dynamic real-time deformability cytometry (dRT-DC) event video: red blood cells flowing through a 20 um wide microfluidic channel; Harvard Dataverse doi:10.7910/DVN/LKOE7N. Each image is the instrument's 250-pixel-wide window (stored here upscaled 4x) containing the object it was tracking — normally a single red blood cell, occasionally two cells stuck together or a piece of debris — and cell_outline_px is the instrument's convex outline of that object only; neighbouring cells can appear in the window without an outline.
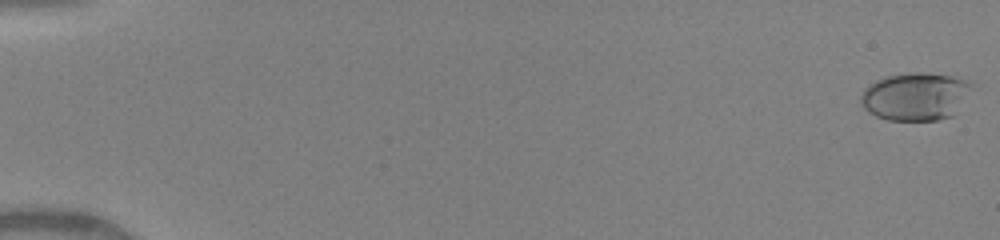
{"species": "human", "species_latin": "Homo sapiens", "temperature_condition": "warm", "stored_images_in_passage": 27, "camera_frame_rate_fps": 3000, "um_per_image_px": 0.085, "donor": {"sex": "female"}, "frame": {"image": 1, "passage_image": 1, "time_ms": 0.0, "image_size_px": [1000, 240], "cell_outline_px": [[976, 88], [952, 116], [940, 120], [888, 120], [876, 116], [868, 112], [860, 104], [860, 96], [864, 88], [868, 84], [876, 80], [888, 76], [912, 72], [920, 72], [956, 76], [968, 80]], "centroid_in_image_um": [77.85, 8.19], "position_along_channel_um": 7.1, "area_um2": 31.56}}
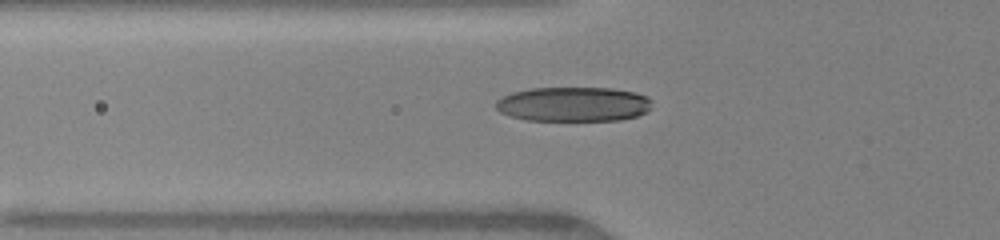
{"frame": {"image": 2, "passage_image": 15, "time_ms": 6.0, "image_size_px": [1000, 240], "cell_outline_px": [[652, 108], [648, 112], [636, 116], [620, 120], [528, 120], [512, 116], [500, 112], [496, 108], [496, 100], [512, 92], [532, 88], [612, 88], [636, 92], [648, 96], [652, 100]], "centroid_in_image_um": [48.8, 8.85], "position_along_channel_um": 77.0, "area_um2": 31.62}}
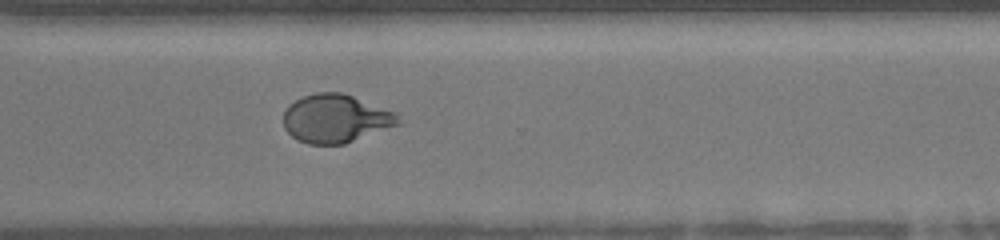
{"frame": {"image": 3, "passage_image": 27, "time_ms": 12.333, "image_size_px": [1000, 240], "cell_outline_px": [[400, 124], [344, 144], [308, 144], [296, 140], [284, 128], [284, 112], [288, 104], [304, 96], [316, 92], [340, 92], [352, 96], [396, 112], [400, 120]], "centroid_in_image_um": [28.51, 10.08], "position_along_channel_um": 342.1, "area_um2": 32.25}}